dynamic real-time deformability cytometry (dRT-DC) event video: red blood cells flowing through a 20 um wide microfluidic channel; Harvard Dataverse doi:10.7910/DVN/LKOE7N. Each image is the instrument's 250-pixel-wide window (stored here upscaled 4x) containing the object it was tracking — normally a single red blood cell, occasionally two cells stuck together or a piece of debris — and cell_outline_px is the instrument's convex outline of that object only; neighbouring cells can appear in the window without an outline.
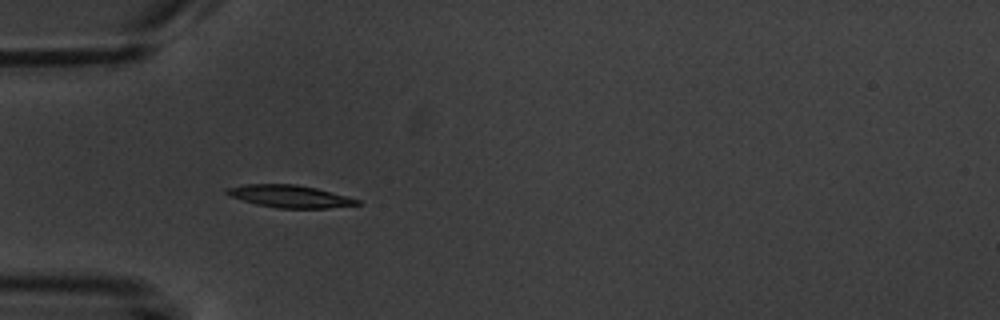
{"species": "common noctule bat (a hibernating species)", "species_latin": "Nyctalus noctula", "temperature_condition": "warm", "stored_images_in_passage": 3, "camera_frame_rate_fps": 3000, "um_per_image_px": 0.085, "animal": {"sex": "male", "body_mass_g": 20.1, "forearm_length_mm": 53.5}, "frame": {"image": 1, "passage_image": 1, "time_ms": 0.0, "image_size_px": [1000, 320], "cell_outline_px": [[364, 204], [328, 208], [276, 208], [256, 204], [228, 196], [224, 192], [224, 188], [244, 184], [296, 184], [316, 188], [360, 200]], "centroid_in_image_um": [24.59, 16.68], "position_along_channel_um": 60.4, "area_um2": 17.17}}
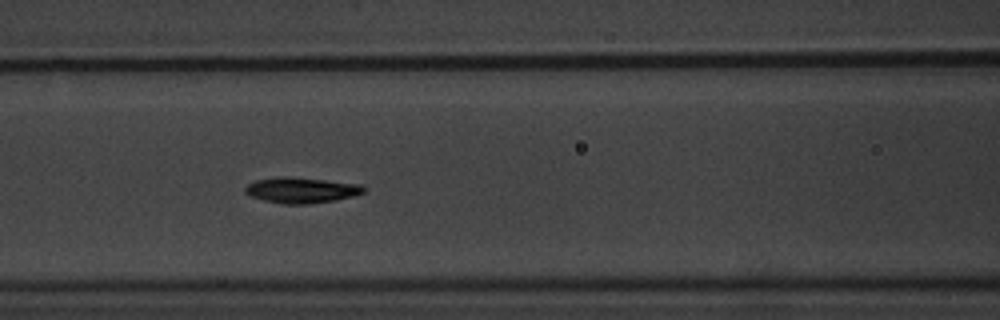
{"frame": {"image": 2, "passage_image": 3, "time_ms": 2.333, "image_size_px": [1000, 320], "cell_outline_px": [[368, 188], [364, 192], [352, 196], [336, 200], [308, 204], [284, 204], [264, 200], [252, 196], [244, 192], [244, 188], [248, 184], [256, 180], [280, 176], [292, 176], [360, 184]], "centroid_in_image_um": [25.63, 16.15], "position_along_channel_um": 141.0, "area_um2": 17.8}}